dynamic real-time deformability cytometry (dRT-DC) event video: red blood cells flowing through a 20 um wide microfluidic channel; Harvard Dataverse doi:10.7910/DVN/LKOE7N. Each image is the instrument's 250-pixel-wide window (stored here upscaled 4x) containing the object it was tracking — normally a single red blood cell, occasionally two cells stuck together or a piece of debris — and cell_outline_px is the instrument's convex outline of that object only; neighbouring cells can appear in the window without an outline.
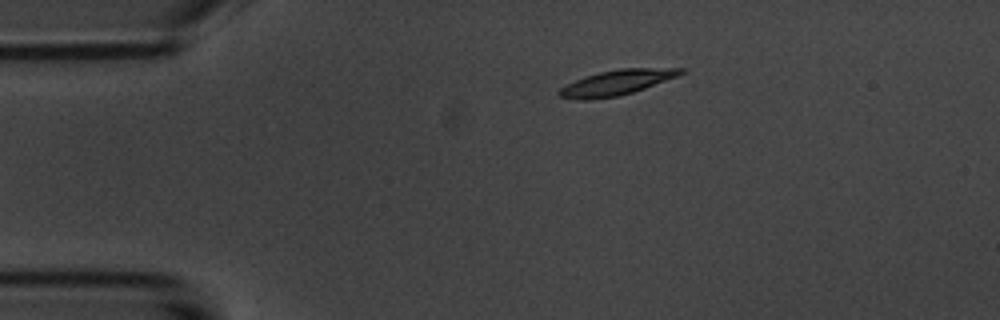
{"species": "common noctule bat (a hibernating species)", "species_latin": "Nyctalus noctula", "temperature_condition": "room temperature", "stored_images_in_passage": 5, "camera_frame_rate_fps": 3000, "um_per_image_px": 0.085, "animal": {"sex": "male", "body_mass_g": 20.1, "forearm_length_mm": 53.5}, "frame": {"image": 1, "passage_image": 5, "time_ms": 5.0, "image_size_px": [1000, 320], "cell_outline_px": [[688, 68], [684, 72], [676, 76], [644, 88], [632, 92], [616, 96], [588, 100], [580, 100], [560, 96], [556, 92], [560, 88], [584, 76], [600, 72], [620, 68]], "centroid_in_image_um": [52.39, 7.01], "position_along_channel_um": 32.6, "area_um2": 17.51}}